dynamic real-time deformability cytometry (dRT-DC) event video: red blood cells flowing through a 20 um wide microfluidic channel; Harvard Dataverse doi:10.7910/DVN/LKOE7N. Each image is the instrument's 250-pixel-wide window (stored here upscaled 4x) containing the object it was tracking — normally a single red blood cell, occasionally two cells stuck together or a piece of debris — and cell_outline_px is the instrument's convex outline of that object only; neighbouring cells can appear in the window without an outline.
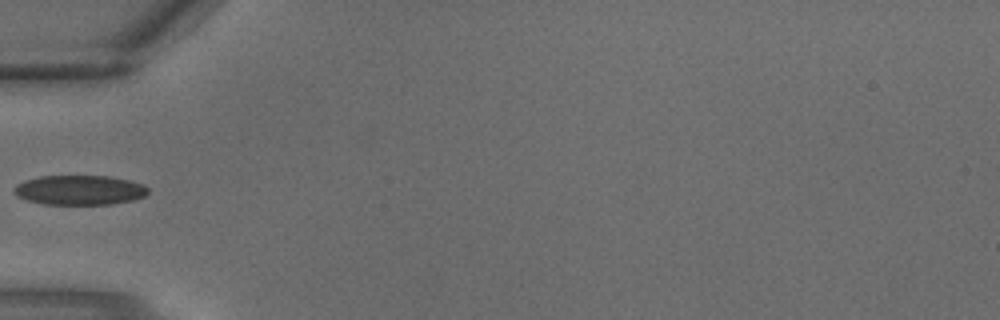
{"species": "common noctule bat (a hibernating species)", "species_latin": "Nyctalus noctula", "temperature_condition": "warm", "stored_images_in_passage": 3, "camera_frame_rate_fps": 3000, "um_per_image_px": 0.085, "animal": {"sex": "male", "body_mass_g": 18.8}, "frame": {"image": 1, "passage_image": 3, "time_ms": 0.667, "image_size_px": [1000, 320], "cell_outline_px": [[148, 192], [144, 196], [132, 200], [112, 204], [44, 204], [28, 200], [16, 196], [12, 192], [12, 188], [16, 184], [24, 180], [40, 176], [108, 176], [128, 180], [144, 184], [148, 188]], "centroid_in_image_um": [6.72, 16.15], "position_along_channel_um": 78.3, "area_um2": 23.24}}